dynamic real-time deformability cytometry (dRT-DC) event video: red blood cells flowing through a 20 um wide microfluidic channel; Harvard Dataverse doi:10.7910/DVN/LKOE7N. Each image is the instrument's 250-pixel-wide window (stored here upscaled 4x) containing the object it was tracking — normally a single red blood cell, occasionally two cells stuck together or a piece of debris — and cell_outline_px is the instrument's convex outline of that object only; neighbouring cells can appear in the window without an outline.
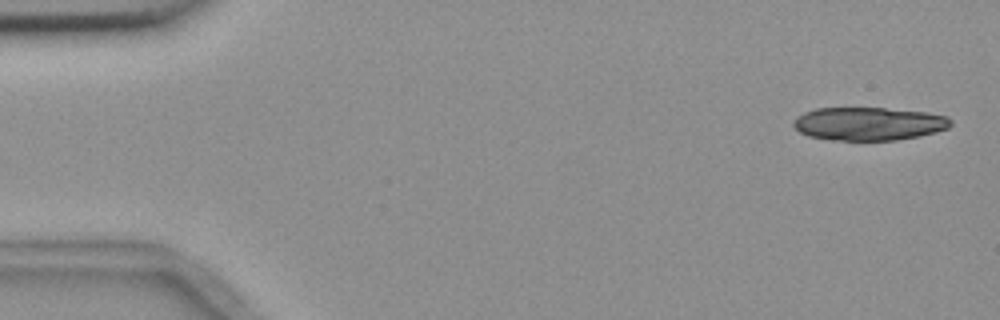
{"species": "common noctule bat (a hibernating species)", "species_latin": "Nyctalus noctula", "temperature_condition": "room temperature", "stored_images_in_passage": 6, "segment_of_instrument_passage": [2, 2], "camera_frame_rate_fps": 3000, "um_per_image_px": 0.085, "animal": {"sex": "female", "body_mass_g": 18.4}, "frame": {"image": 1, "passage_image": 6, "time_ms": 5.667, "image_size_px": [1000, 320], "cell_outline_px": [[952, 124], [948, 128], [936, 132], [920, 136], [896, 140], [832, 140], [808, 136], [800, 132], [792, 124], [796, 116], [804, 112], [816, 108], [884, 108], [924, 112], [948, 116], [952, 120]], "centroid_in_image_um": [73.84, 10.52], "position_along_channel_um": 11.2, "area_um2": 30.52}}